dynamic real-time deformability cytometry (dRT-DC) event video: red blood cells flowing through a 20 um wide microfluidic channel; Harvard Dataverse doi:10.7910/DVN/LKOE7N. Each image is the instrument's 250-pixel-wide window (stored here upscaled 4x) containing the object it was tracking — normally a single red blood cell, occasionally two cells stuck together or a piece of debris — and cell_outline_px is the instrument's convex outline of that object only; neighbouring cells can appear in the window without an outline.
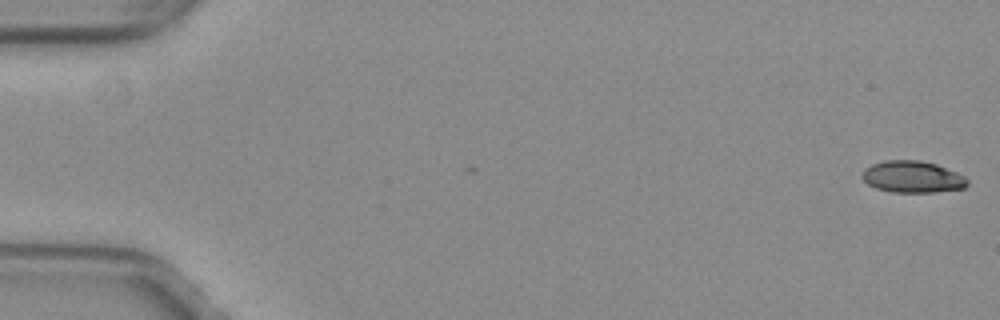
{"species": "common noctule bat (a hibernating species)", "species_latin": "Nyctalus noctula", "temperature_condition": "warm", "stored_images_in_passage": 3, "camera_frame_rate_fps": 3000, "um_per_image_px": 0.085, "animal": {"sex": "female", "body_mass_g": 29.2, "forearm_length_mm": 56.3}, "frame": {"image": 1, "passage_image": 3, "time_ms": 0.667, "image_size_px": [1000, 320], "cell_outline_px": [[968, 184], [964, 188], [932, 192], [892, 192], [876, 188], [868, 184], [860, 176], [864, 168], [872, 164], [884, 160], [920, 160], [936, 164], [956, 172], [964, 176], [968, 180]], "centroid_in_image_um": [77.53, 15.02], "position_along_channel_um": 7.5, "area_um2": 19.48}}